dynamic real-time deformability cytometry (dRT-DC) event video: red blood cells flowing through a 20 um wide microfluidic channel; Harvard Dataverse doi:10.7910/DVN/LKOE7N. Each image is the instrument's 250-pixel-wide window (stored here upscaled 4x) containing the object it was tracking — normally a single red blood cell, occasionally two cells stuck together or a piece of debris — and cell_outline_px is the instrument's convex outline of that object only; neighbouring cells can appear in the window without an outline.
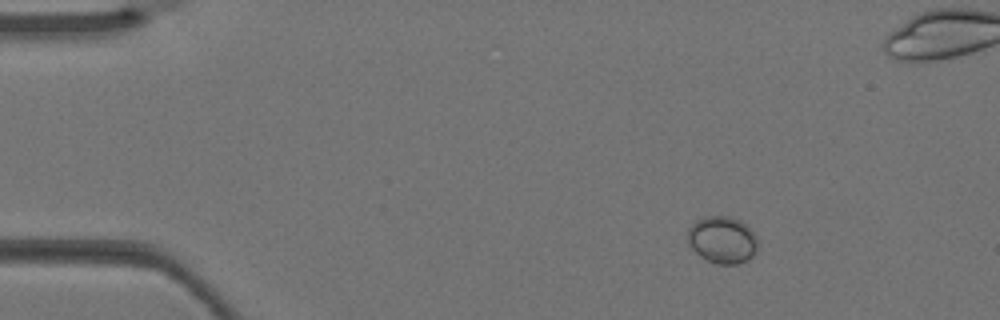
{"species": "Egyptian fruit bat (a non-hibernating species)", "species_latin": "Rousettus aegyptiacus", "temperature_condition": "warm", "stored_images_in_passage": 4, "camera_frame_rate_fps": 3000, "um_per_image_px": 0.085, "animal": {"sex": "female"}, "frame": {"image": 1, "passage_image": 1, "time_ms": 0.0, "image_size_px": [1000, 320], "cell_outline_px": [[760, 244], [756, 252], [748, 260], [736, 264], [716, 264], [700, 256], [688, 244], [688, 228], [696, 220], [708, 216], [728, 216], [740, 220], [756, 236]], "centroid_in_image_um": [61.41, 20.39], "position_along_channel_um": 23.6, "area_um2": 19.31}}
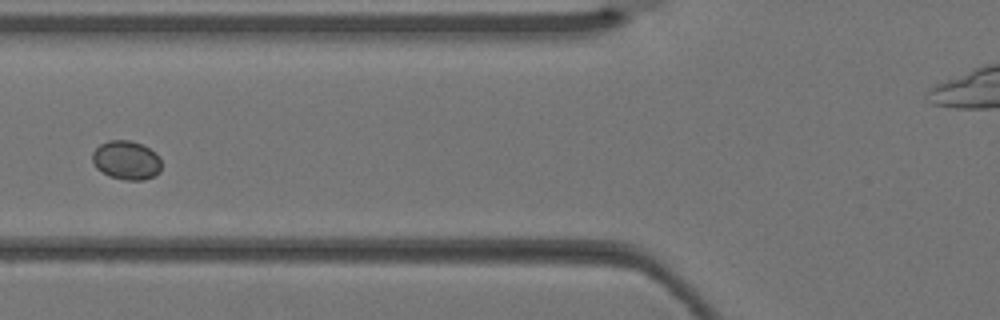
{"frame": {"image": 2, "passage_image": 4, "time_ms": 1.0, "image_size_px": [1000, 320], "cell_outline_px": [[160, 172], [144, 180], [128, 180], [108, 176], [96, 168], [92, 160], [92, 152], [100, 144], [108, 140], [128, 140], [140, 144], [156, 152], [160, 156]], "centroid_in_image_um": [10.73, 13.61], "position_along_channel_um": 115.1, "area_um2": 15.66}}